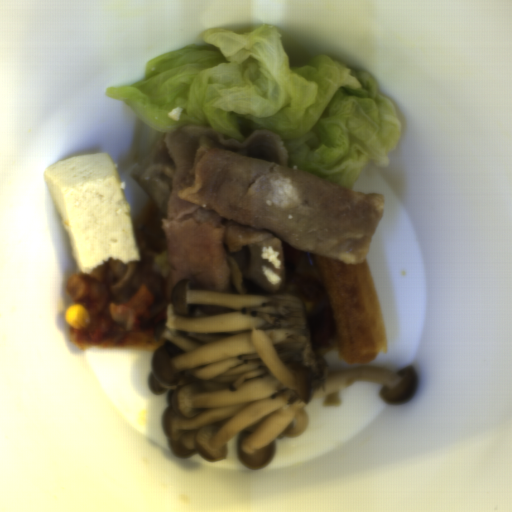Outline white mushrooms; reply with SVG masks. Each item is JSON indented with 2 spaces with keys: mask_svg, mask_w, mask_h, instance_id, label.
Here are the masks:
<instances>
[{
  "mask_svg": "<svg viewBox=\"0 0 512 512\" xmlns=\"http://www.w3.org/2000/svg\"><path fill=\"white\" fill-rule=\"evenodd\" d=\"M154 335L147 383L166 395L162 429L175 457L218 463L237 436V458L263 470L283 438L302 437L315 399L354 382L379 384L380 398L401 405L418 387L414 367L339 369L328 377L306 310L295 294L193 291L174 285Z\"/></svg>",
  "mask_w": 512,
  "mask_h": 512,
  "instance_id": "white-mushrooms-1",
  "label": "white mushrooms"
}]
</instances>
